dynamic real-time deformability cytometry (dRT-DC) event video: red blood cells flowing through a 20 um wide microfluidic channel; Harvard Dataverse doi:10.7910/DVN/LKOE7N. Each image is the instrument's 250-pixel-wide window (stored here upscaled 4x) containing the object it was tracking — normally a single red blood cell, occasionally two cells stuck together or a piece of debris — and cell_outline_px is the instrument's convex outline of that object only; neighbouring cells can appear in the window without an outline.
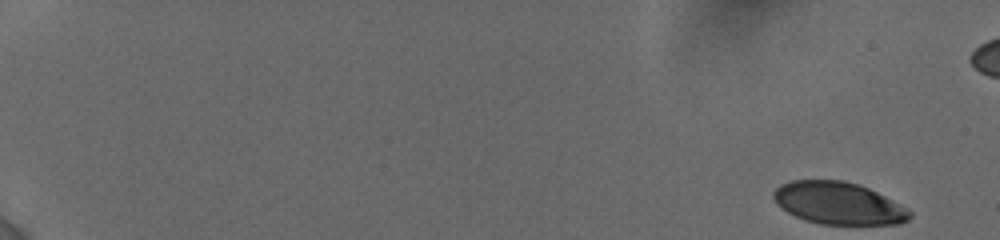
{"species": "human", "species_latin": "Homo sapiens", "temperature_condition": "cold", "stored_images_in_passage": 38, "camera_frame_rate_fps": 3000, "um_per_image_px": 0.085, "donor": {"sex": "female"}, "frame": {"image": 1, "passage_image": 1, "time_ms": 0.0, "image_size_px": [1000, 240], "cell_outline_px": [[912, 216], [908, 220], [900, 224], [820, 224], [804, 220], [788, 212], [776, 204], [772, 196], [772, 192], [780, 184], [792, 180], [844, 180], [860, 184], [908, 208], [912, 212]], "centroid_in_image_um": [71.26, 17.27], "position_along_channel_um": 13.7, "area_um2": 33.7}}
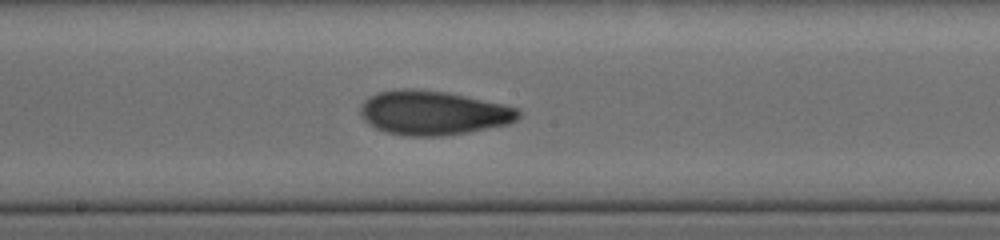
{"frame": {"image": 2, "passage_image": 19, "time_ms": 10.333, "image_size_px": [1000, 240], "cell_outline_px": [[520, 116], [516, 120], [508, 124], [468, 132], [440, 136], [408, 136], [388, 132], [376, 128], [368, 124], [360, 116], [360, 104], [368, 96], [376, 92], [396, 88], [416, 88], [448, 92], [504, 104], [516, 108], [520, 112]], "centroid_in_image_um": [36.77, 9.57], "position_along_channel_um": 211.4, "area_um2": 41.1}}
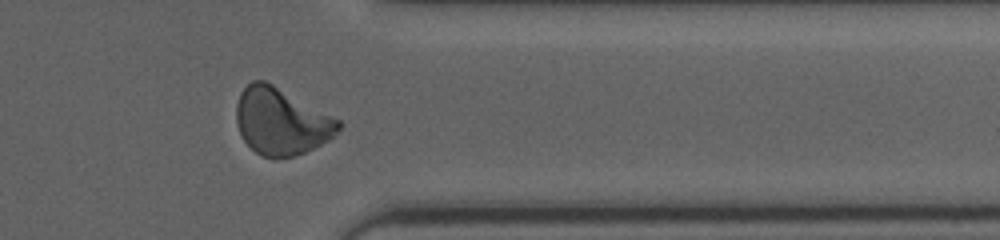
{"frame": {"image": 3, "passage_image": 32, "time_ms": 15.0, "image_size_px": [1000, 240], "cell_outline_px": [[344, 124], [328, 140], [304, 152], [292, 156], [276, 160], [272, 160], [256, 152], [244, 140], [240, 132], [236, 120], [236, 104], [240, 92], [252, 80], [264, 80], [272, 84], [340, 120]], "centroid_in_image_um": [23.88, 10.33], "position_along_channel_um": 387.5, "area_um2": 39.48}}